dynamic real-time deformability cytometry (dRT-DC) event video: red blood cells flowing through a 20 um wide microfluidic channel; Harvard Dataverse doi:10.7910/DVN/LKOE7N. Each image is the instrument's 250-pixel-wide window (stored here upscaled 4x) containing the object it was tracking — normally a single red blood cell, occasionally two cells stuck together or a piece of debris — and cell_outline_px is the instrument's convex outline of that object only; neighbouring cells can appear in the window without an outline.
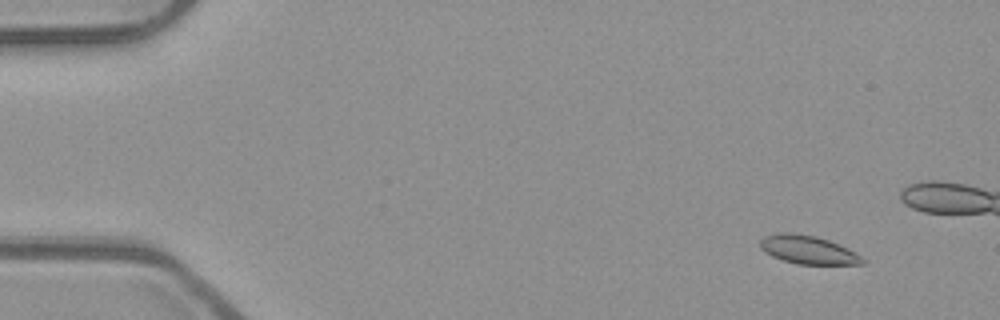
{"species": "common noctule bat (a hibernating species)", "species_latin": "Nyctalus noctula", "temperature_condition": "room temperature", "stored_images_in_passage": 16, "camera_frame_rate_fps": 3000, "um_per_image_px": 0.085, "animal": {"sex": "male", "body_mass_g": 23.1, "forearm_length_mm": 52.7}, "frame": {"image": 1, "passage_image": 5, "time_ms": 1.333, "image_size_px": [1000, 320], "cell_outline_px": [[868, 260], [864, 264], [796, 264], [772, 256], [764, 252], [760, 248], [760, 240], [764, 236], [780, 232], [788, 232], [816, 236], [828, 240], [848, 248]], "centroid_in_image_um": [68.69, 21.23], "position_along_channel_um": 16.3, "area_um2": 16.99}}